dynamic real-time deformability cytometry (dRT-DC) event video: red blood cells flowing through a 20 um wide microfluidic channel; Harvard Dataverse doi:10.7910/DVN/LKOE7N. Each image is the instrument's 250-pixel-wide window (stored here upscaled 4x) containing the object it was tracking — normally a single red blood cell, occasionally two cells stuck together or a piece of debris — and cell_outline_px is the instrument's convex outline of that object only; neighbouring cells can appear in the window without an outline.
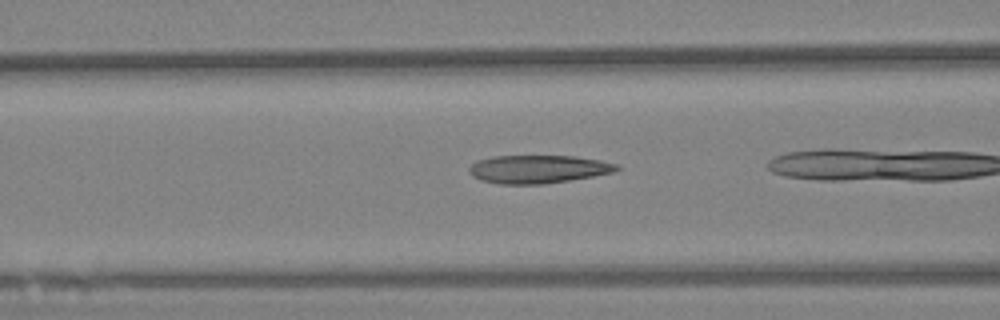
{"species": "Egyptian fruit bat (a non-hibernating species)", "species_latin": "Rousettus aegyptiacus", "temperature_condition": "warm", "stored_images_in_passage": 36, "camera_frame_rate_fps": 3000, "um_per_image_px": 0.085, "animal": {"sex": "female"}, "frame": {"image": 1, "passage_image": 23, "time_ms": 7.333, "image_size_px": [1000, 320], "cell_outline_px": [[620, 168], [612, 172], [592, 176], [544, 184], [500, 184], [480, 180], [472, 176], [468, 172], [468, 168], [476, 160], [492, 156], [576, 156], [600, 160], [616, 164]], "centroid_in_image_um": [45.67, 14.37], "position_along_channel_um": 120.9, "area_um2": 24.16}}
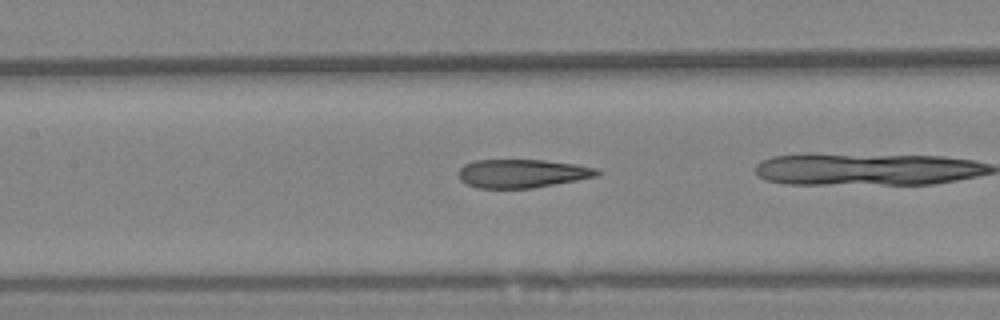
{"frame": {"image": 2, "passage_image": 27, "time_ms": 8.667, "image_size_px": [1000, 320], "cell_outline_px": [[600, 172], [596, 176], [576, 180], [532, 188], [480, 188], [468, 184], [460, 180], [460, 168], [464, 164], [472, 160], [544, 160], [576, 164], [596, 168]], "centroid_in_image_um": [44.37, 14.73], "position_along_channel_um": 163.0, "area_um2": 22.77}}
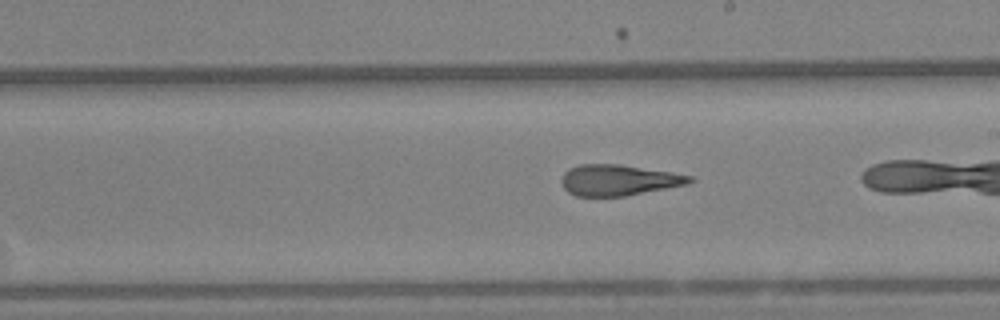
{"frame": {"image": 3, "passage_image": 34, "time_ms": 11.0, "image_size_px": [1000, 320], "cell_outline_px": [[696, 180], [688, 184], [624, 196], [576, 196], [568, 192], [564, 188], [560, 180], [564, 172], [568, 168], [580, 164], [620, 164], [672, 172], [692, 176]], "centroid_in_image_um": [52.57, 15.3], "position_along_channel_um": 236.4, "area_um2": 23.18}}